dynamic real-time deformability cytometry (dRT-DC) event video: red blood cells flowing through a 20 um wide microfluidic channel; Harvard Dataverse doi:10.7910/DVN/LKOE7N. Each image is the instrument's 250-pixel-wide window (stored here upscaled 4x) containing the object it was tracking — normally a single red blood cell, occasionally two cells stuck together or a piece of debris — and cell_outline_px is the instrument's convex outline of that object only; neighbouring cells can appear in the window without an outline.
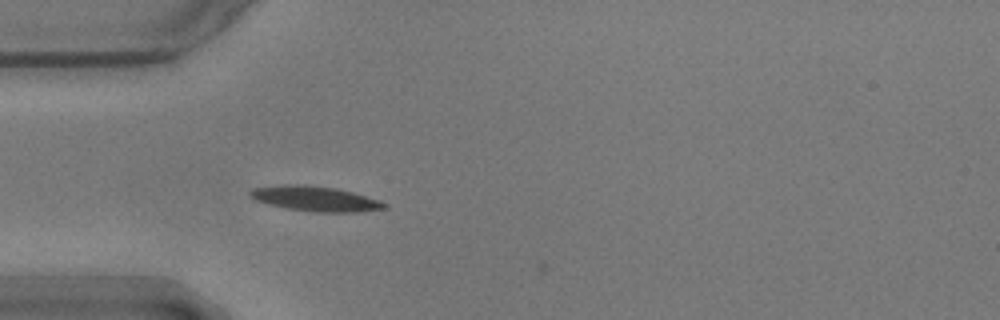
{"species": "common noctule bat (a hibernating species)", "species_latin": "Nyctalus noctula", "temperature_condition": "warm", "stored_images_in_passage": 2, "camera_frame_rate_fps": 3000, "um_per_image_px": 0.085, "animal": {"sex": "male", "body_mass_g": 17.9}, "frame": {"image": 1, "passage_image": 1, "time_ms": 0.0, "image_size_px": [1000, 320], "cell_outline_px": [[388, 204], [384, 208], [356, 212], [316, 212], [288, 208], [268, 204], [256, 200], [248, 196], [248, 192], [252, 188], [280, 184], [304, 184], [332, 188], [352, 192]], "centroid_in_image_um": [26.7, 16.88], "position_along_channel_um": 58.3, "area_um2": 19.31}}